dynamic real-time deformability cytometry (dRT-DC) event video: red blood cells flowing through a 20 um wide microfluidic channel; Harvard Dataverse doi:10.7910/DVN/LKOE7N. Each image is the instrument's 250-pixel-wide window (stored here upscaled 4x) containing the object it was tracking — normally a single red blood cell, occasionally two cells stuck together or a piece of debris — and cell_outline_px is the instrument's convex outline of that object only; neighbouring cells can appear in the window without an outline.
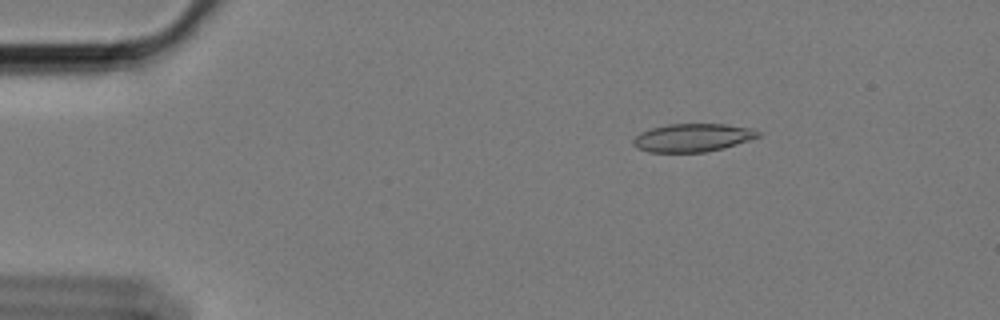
{"species": "Egyptian fruit bat (a non-hibernating species)", "species_latin": "Rousettus aegyptiacus", "temperature_condition": "cold", "stored_images_in_passage": 58, "camera_frame_rate_fps": 3000, "um_per_image_px": 0.085, "animal": {"sex": "female"}, "frame": {"image": 1, "passage_image": 9, "time_ms": 2.667, "image_size_px": [1000, 320], "cell_outline_px": [[760, 136], [724, 148], [704, 152], [648, 152], [636, 148], [632, 144], [632, 140], [640, 132], [652, 128], [668, 124], [724, 124], [752, 128], [760, 132]], "centroid_in_image_um": [58.84, 11.7], "position_along_channel_um": 26.2, "area_um2": 20.46}}
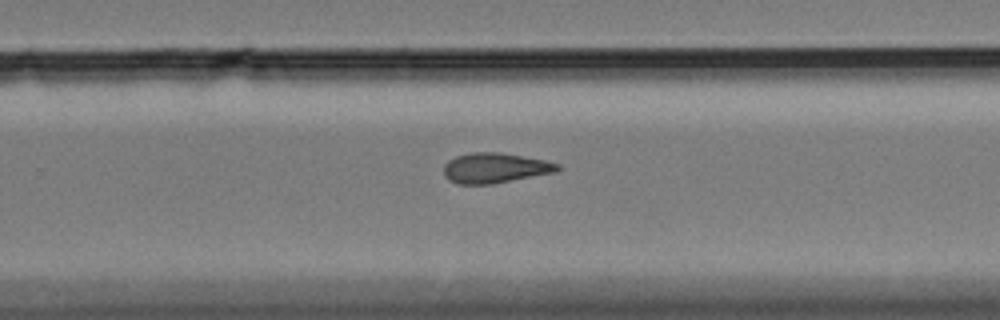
{"frame": {"image": 2, "passage_image": 38, "time_ms": 12.333, "image_size_px": [1000, 320], "cell_outline_px": [[560, 168], [556, 172], [492, 184], [456, 184], [448, 180], [444, 176], [444, 164], [448, 160], [456, 156], [472, 152], [500, 152], [544, 160], [560, 164]], "centroid_in_image_um": [42.04, 14.28], "position_along_channel_um": 287.8, "area_um2": 20.06}}
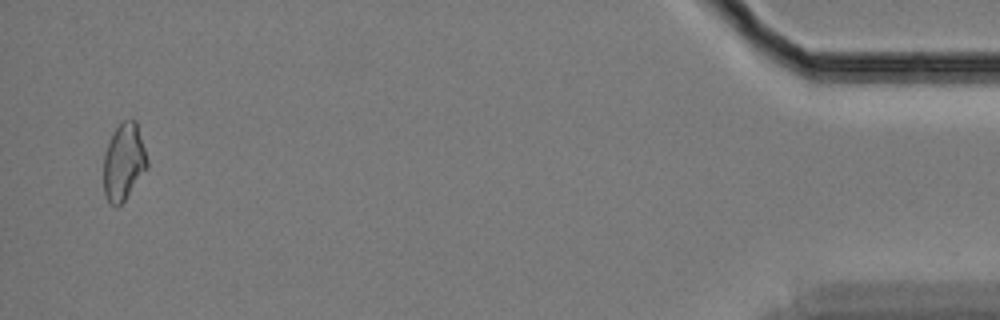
{"frame": {"image": 3, "passage_image": 57, "time_ms": 18.667, "image_size_px": [1000, 320], "cell_outline_px": [[148, 168], [124, 200], [120, 204], [108, 204], [104, 192], [104, 156], [112, 132], [120, 120], [136, 120], [148, 160]], "centroid_in_image_um": [10.52, 13.73], "position_along_channel_um": 424.7, "area_um2": 19.54}, "authors_computed_cell_mechanics": {"area_um2": 20.0566, "velocity_mm_per_s": 3.3976, "shape_relaxation_time_tau1_ms": null, "shape_relaxation_time_tau2_ms": 7.8392, "deformation_change_tau1": null, "deformation_change_tau2": 0.1746}}